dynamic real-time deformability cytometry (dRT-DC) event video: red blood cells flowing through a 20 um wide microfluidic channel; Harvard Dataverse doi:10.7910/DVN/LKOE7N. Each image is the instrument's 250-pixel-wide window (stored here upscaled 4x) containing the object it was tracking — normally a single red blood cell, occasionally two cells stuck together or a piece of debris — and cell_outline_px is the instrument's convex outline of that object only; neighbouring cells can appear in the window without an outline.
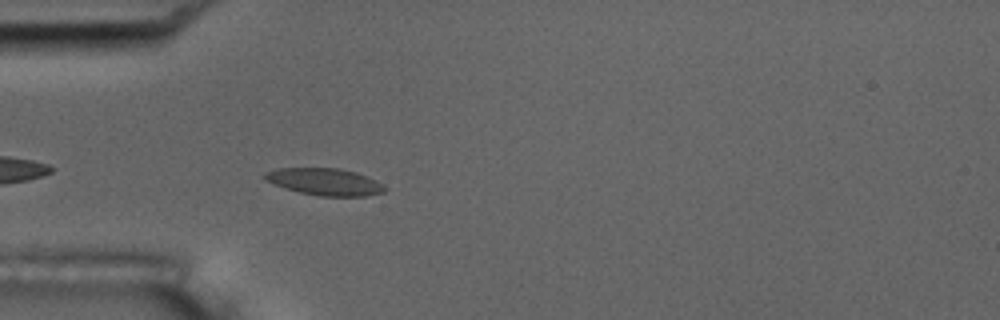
{"species": "common noctule bat (a hibernating species)", "species_latin": "Nyctalus noctula", "temperature_condition": "room temperature", "stored_images_in_passage": 11, "camera_frame_rate_fps": 3000, "um_per_image_px": 0.085, "animal": {"sex": "male", "body_mass_g": 17.5, "forearm_length_mm": 52.3}, "frame": {"image": 1, "passage_image": 4, "time_ms": 1.0, "image_size_px": [1000, 320], "cell_outline_px": [[388, 188], [384, 192], [364, 196], [320, 196], [300, 192], [276, 184], [268, 180], [264, 176], [264, 172], [280, 168], [340, 168], [356, 172], [368, 176], [384, 184]], "centroid_in_image_um": [27.7, 15.44], "position_along_channel_um": 57.3, "area_um2": 18.73}}